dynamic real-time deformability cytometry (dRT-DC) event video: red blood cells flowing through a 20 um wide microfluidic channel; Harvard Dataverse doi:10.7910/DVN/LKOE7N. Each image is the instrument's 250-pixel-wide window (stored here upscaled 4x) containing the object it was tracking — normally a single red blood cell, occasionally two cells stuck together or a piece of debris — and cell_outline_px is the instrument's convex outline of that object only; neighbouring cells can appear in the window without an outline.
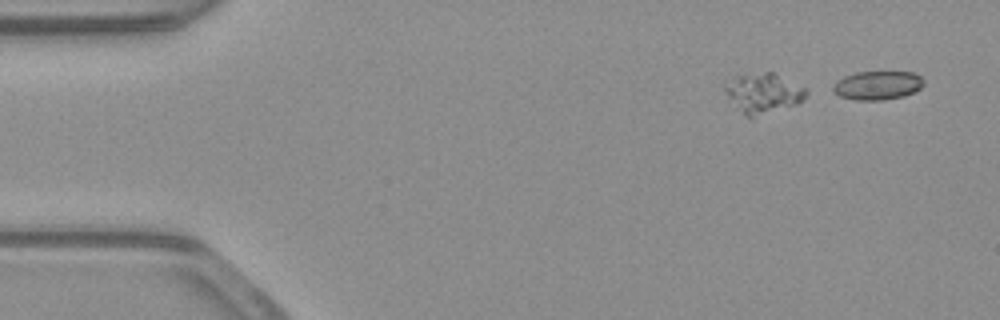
{"species": "common noctule bat (a hibernating species)", "species_latin": "Nyctalus noctula", "temperature_condition": "warm", "stored_images_in_passage": 4, "segment_of_instrument_passage": [1, 2], "camera_frame_rate_fps": 3000, "um_per_image_px": 0.085, "animal": {"sex": "male", "body_mass_g": 23.1, "forearm_length_mm": 52.7}, "frame": {"image": 1, "passage_image": 1, "time_ms": 0.0, "image_size_px": [1000, 320], "cell_outline_px": [[924, 84], [920, 88], [904, 96], [884, 100], [856, 100], [840, 96], [832, 92], [832, 84], [844, 76], [856, 72], [912, 72], [920, 76], [924, 80]], "centroid_in_image_um": [74.56, 7.26], "position_along_channel_um": 10.4, "area_um2": 15.26}}